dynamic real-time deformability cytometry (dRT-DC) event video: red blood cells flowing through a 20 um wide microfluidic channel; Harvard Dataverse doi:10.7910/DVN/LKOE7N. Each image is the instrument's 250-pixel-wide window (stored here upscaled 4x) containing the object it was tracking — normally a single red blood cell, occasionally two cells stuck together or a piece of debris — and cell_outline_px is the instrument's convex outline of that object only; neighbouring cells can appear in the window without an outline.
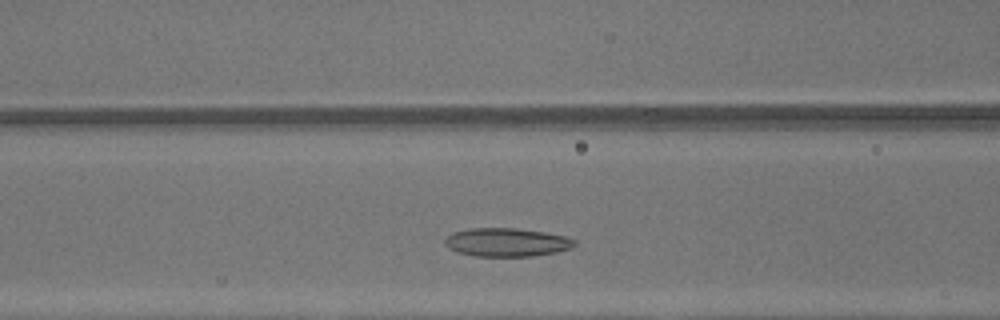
{"species": "common noctule bat (a hibernating species)", "species_latin": "Nyctalus noctula", "temperature_condition": "warm", "stored_images_in_passage": 27, "camera_frame_rate_fps": 3000, "um_per_image_px": 0.085, "animal": {"sex": "male", "body_mass_g": 13.3}, "frame": {"image": 1, "passage_image": 9, "time_ms": 2.667, "image_size_px": [1000, 320], "cell_outline_px": [[576, 244], [572, 248], [556, 252], [532, 256], [472, 256], [448, 248], [444, 244], [444, 240], [452, 232], [468, 228], [516, 228], [544, 232], [564, 236], [576, 240]], "centroid_in_image_um": [43.06, 20.59], "position_along_channel_um": 123.5, "area_um2": 21.56}}
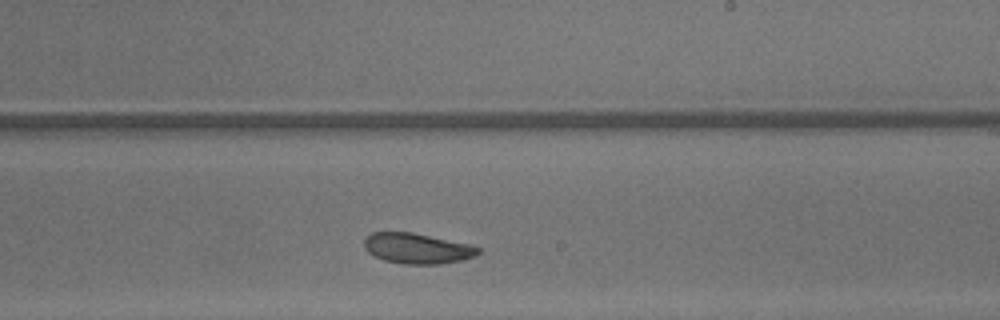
{"frame": {"image": 2, "passage_image": 18, "time_ms": 5.667, "image_size_px": [1000, 320], "cell_outline_px": [[480, 252], [476, 256], [464, 260], [440, 264], [404, 264], [384, 260], [368, 252], [364, 248], [364, 240], [372, 232], [412, 232], [468, 244], [480, 248]], "centroid_in_image_um": [35.47, 21.12], "position_along_channel_um": 253.5, "area_um2": 20.17}}
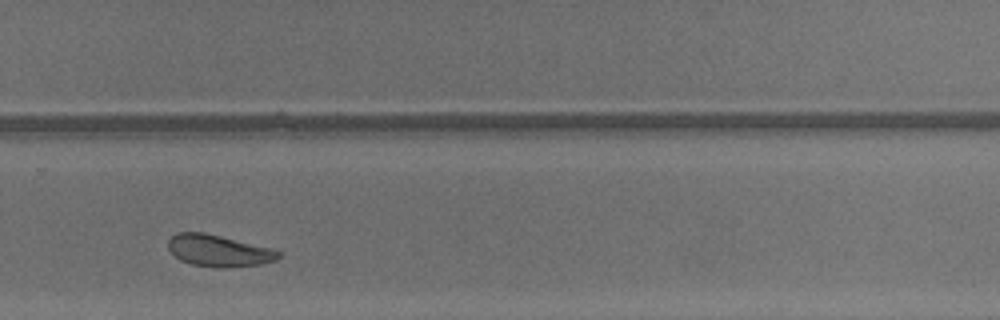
{"frame": {"image": 3, "passage_image": 22, "time_ms": 7.0, "image_size_px": [1000, 320], "cell_outline_px": [[280, 256], [276, 260], [260, 264], [228, 268], [216, 268], [192, 264], [180, 260], [168, 248], [168, 240], [176, 232], [204, 232], [272, 248], [280, 252]], "centroid_in_image_um": [18.58, 21.31], "position_along_channel_um": 311.2, "area_um2": 20.4}, "authors_computed_cell_mechanics": {"area_um2": 21.097, "velocity_mm_per_s": 4.3433, "shape_relaxation_time_tau1_ms": 7.893, "shape_relaxation_time_tau2_ms": 1.9189, "deformation_change_tau1": 0.1392, "deformation_change_tau2": 0.0812}}